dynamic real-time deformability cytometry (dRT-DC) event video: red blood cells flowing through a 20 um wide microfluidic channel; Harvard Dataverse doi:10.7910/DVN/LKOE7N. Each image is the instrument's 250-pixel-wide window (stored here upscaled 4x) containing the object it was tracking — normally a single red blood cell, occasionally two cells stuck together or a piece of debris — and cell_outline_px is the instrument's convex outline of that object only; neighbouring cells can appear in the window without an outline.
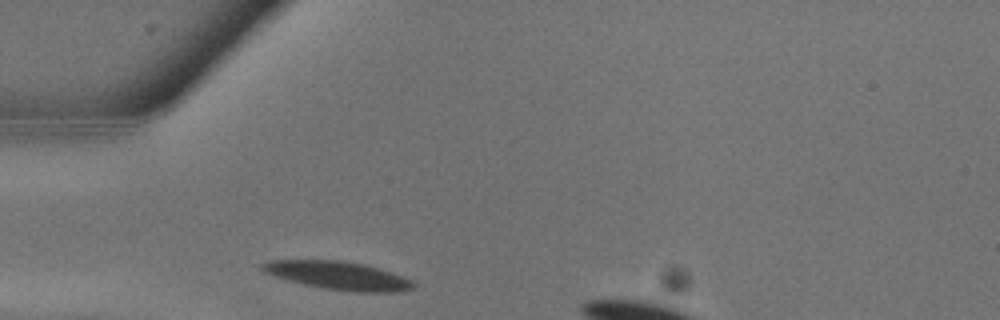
{"species": "common noctule bat (a hibernating species)", "species_latin": "Nyctalus noctula", "temperature_condition": "warm", "stored_images_in_passage": 4, "segment_of_instrument_passage": [1, 2], "camera_frame_rate_fps": 3000, "um_per_image_px": 0.085, "animal": {"sex": "male", "body_mass_g": 13.3}, "frame": {"image": 1, "passage_image": 1, "time_ms": 0.0, "image_size_px": [1000, 320], "cell_outline_px": [[416, 288], [396, 292], [356, 292], [324, 288], [304, 284], [276, 276], [264, 272], [260, 268], [260, 264], [268, 260], [340, 260], [364, 264], [380, 268], [392, 272], [412, 280], [416, 284]], "centroid_in_image_um": [28.78, 23.41], "position_along_channel_um": 56.2, "area_um2": 24.85}}
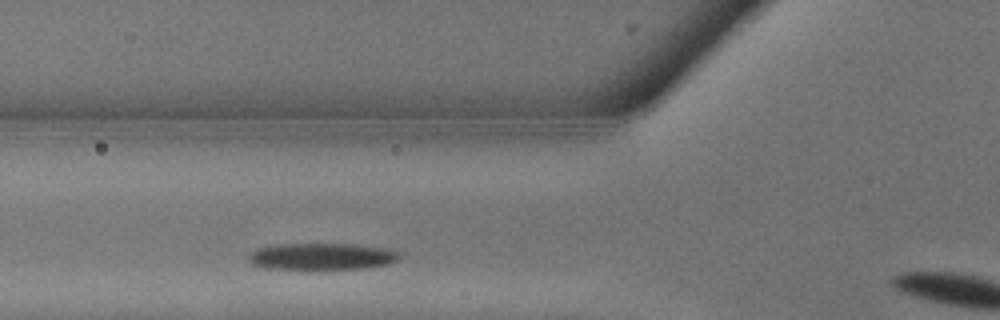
{"frame": {"image": 2, "passage_image": 3, "time_ms": 0.667, "image_size_px": [1000, 320], "cell_outline_px": [[400, 256], [396, 260], [388, 264], [364, 268], [328, 272], [320, 272], [264, 268], [252, 264], [248, 260], [248, 256], [256, 248], [280, 244], [356, 244], [388, 248], [396, 252]], "centroid_in_image_um": [27.31, 21.85], "position_along_channel_um": 98.5, "area_um2": 24.68}}